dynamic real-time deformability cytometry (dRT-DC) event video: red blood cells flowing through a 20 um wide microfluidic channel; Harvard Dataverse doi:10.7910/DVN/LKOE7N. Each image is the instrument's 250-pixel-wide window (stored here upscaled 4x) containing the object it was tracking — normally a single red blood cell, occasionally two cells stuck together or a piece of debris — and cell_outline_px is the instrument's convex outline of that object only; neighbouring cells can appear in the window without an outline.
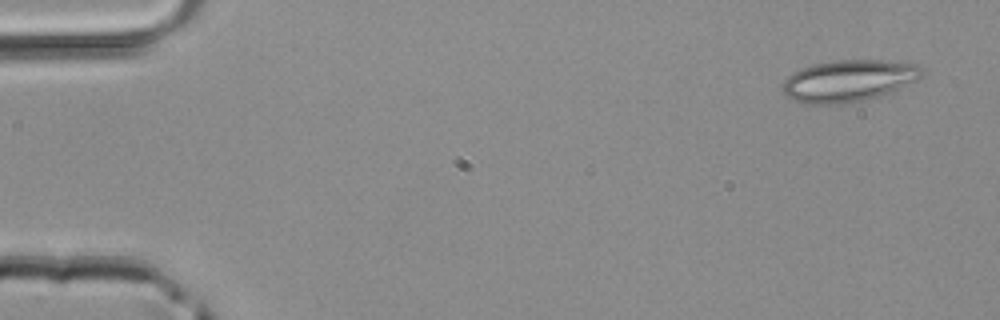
{"species": "common noctule bat (a hibernating species)", "species_latin": "Nyctalus noctula", "temperature_condition": "room temperature", "stored_images_in_passage": 4, "camera_frame_rate_fps": 3000, "um_per_image_px": 0.085, "animal": {"sex": "male", "body_mass_g": 20.4}, "frame": {"image": 1, "passage_image": 1, "time_ms": 0.0, "image_size_px": [1000, 320], "cell_outline_px": [[924, 68], [920, 76], [916, 80], [892, 92], [860, 100], [840, 104], [804, 104], [792, 100], [784, 92], [784, 80], [792, 72], [800, 68], [812, 64], [836, 60], [908, 60], [920, 64]], "centroid_in_image_um": [72.18, 6.83], "position_along_channel_um": 12.8, "area_um2": 34.22}}